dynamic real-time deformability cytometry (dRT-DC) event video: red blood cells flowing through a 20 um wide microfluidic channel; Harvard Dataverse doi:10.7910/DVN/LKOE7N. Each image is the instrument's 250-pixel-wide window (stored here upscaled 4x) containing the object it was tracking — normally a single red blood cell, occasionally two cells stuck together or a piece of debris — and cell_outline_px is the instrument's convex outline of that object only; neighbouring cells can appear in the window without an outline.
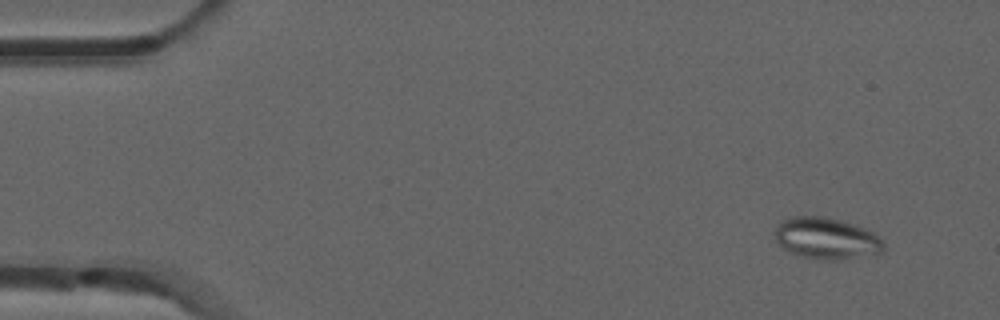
{"species": "common noctule bat (a hibernating species)", "species_latin": "Nyctalus noctula", "temperature_condition": "room temperature", "stored_images_in_passage": 4, "camera_frame_rate_fps": 3000, "um_per_image_px": 0.085, "animal": {"sex": "male", "forearm_length_mm": 52.5}, "frame": {"image": 1, "passage_image": 1, "time_ms": 0.0, "image_size_px": [1000, 320], "cell_outline_px": [[884, 252], [836, 260], [820, 260], [788, 252], [776, 240], [776, 224], [780, 220], [792, 216], [824, 216], [856, 224], [880, 236], [884, 244]], "centroid_in_image_um": [70.25, 20.24], "position_along_channel_um": 14.8, "area_um2": 26.41}}